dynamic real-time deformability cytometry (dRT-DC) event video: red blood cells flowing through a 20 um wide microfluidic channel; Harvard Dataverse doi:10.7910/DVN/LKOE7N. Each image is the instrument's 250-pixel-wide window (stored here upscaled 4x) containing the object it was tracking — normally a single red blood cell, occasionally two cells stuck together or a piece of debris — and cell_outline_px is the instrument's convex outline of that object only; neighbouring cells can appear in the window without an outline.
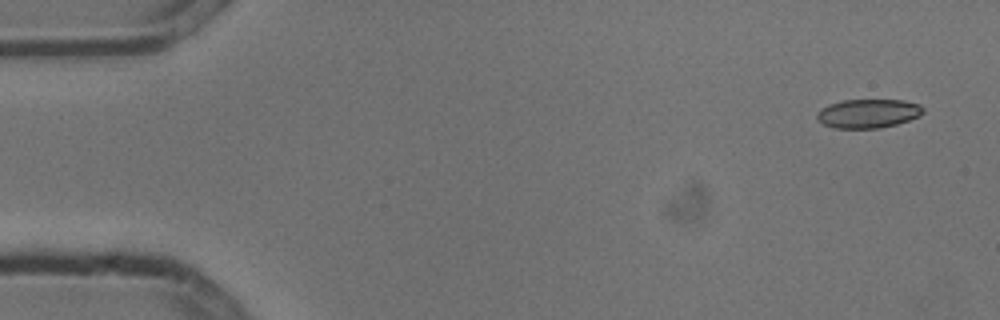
{"species": "common noctule bat (a hibernating species)", "species_latin": "Nyctalus noctula", "temperature_condition": "cold", "stored_images_in_passage": 4, "camera_frame_rate_fps": 3000, "um_per_image_px": 0.085, "animal": {"sex": "male", "body_mass_g": 13.3}, "frame": {"image": 1, "passage_image": 1, "time_ms": 0.0, "image_size_px": [1000, 320], "cell_outline_px": [[924, 112], [920, 116], [896, 124], [880, 128], [832, 128], [824, 124], [816, 116], [828, 104], [844, 100], [904, 100], [920, 104], [924, 108]], "centroid_in_image_um": [73.85, 9.64], "position_along_channel_um": 11.2, "area_um2": 17.74}}
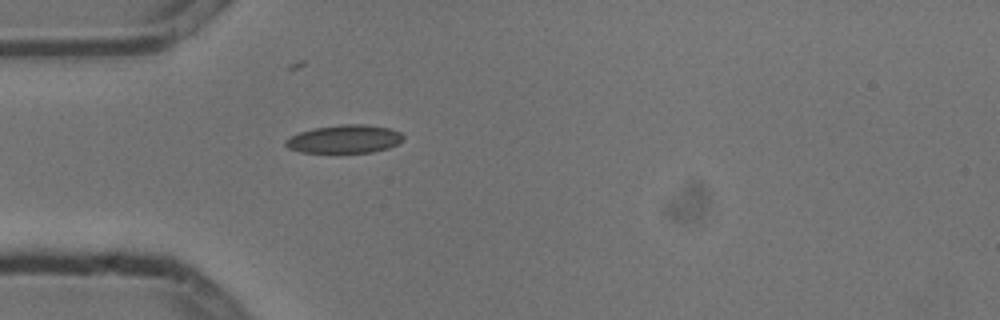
{"frame": {"image": 2, "passage_image": 4, "time_ms": 1.0, "image_size_px": [1000, 320], "cell_outline_px": [[404, 140], [400, 144], [388, 148], [372, 152], [300, 152], [288, 148], [284, 144], [284, 140], [300, 132], [316, 128], [340, 124], [364, 124], [388, 128], [400, 132], [404, 136]], "centroid_in_image_um": [29.32, 11.82], "position_along_channel_um": 55.7, "area_um2": 19.31}}